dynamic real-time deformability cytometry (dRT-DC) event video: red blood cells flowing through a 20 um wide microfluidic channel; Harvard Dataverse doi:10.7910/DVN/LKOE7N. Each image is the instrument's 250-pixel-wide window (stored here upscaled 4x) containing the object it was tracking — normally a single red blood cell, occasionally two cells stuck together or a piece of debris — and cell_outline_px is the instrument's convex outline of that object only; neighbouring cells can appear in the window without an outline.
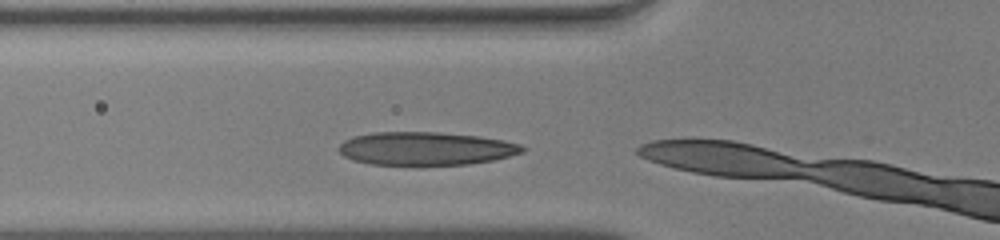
{"species": "human", "species_latin": "Homo sapiens", "temperature_condition": "warm", "stored_images_in_passage": 3, "camera_frame_rate_fps": 3000, "um_per_image_px": 0.085, "donor": {"sex": "male"}, "frame": {"image": 1, "passage_image": 2, "time_ms": 0.333, "image_size_px": [1000, 240], "cell_outline_px": [[528, 148], [524, 152], [492, 160], [468, 164], [368, 164], [352, 160], [344, 156], [336, 148], [344, 140], [352, 136], [376, 132], [440, 132], [480, 136], [504, 140], [520, 144]], "centroid_in_image_um": [36.18, 12.61], "position_along_channel_um": 89.6, "area_um2": 35.55}}